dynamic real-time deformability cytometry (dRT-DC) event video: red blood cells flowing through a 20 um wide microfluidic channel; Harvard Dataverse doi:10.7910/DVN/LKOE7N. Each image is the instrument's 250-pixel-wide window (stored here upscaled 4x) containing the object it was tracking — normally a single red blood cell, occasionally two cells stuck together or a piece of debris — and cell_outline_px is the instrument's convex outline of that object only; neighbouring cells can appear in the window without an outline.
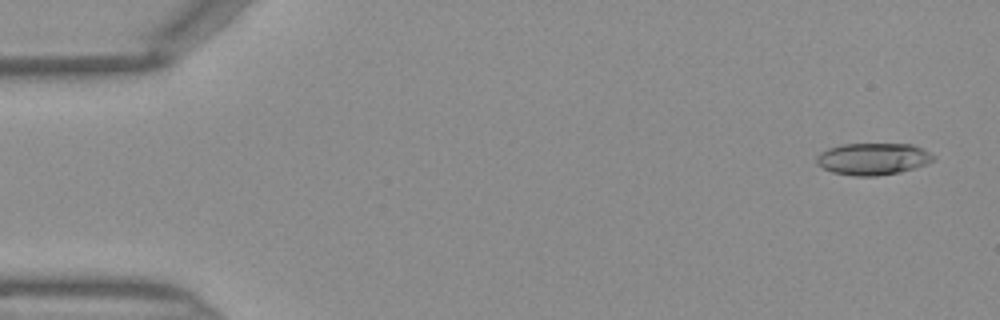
{"species": "Egyptian fruit bat (a non-hibernating species)", "species_latin": "Rousettus aegyptiacus", "temperature_condition": "warm", "stored_images_in_passage": 14, "camera_frame_rate_fps": 3000, "um_per_image_px": 0.085, "frame": {"image": 1, "passage_image": 2, "time_ms": 0.333, "image_size_px": [1000, 320], "cell_outline_px": [[936, 156], [932, 160], [924, 164], [900, 172], [876, 176], [856, 176], [832, 172], [816, 164], [816, 156], [820, 152], [828, 148], [840, 144], [912, 144]], "centroid_in_image_um": [74.14, 13.5], "position_along_channel_um": 10.9, "area_um2": 21.56}}
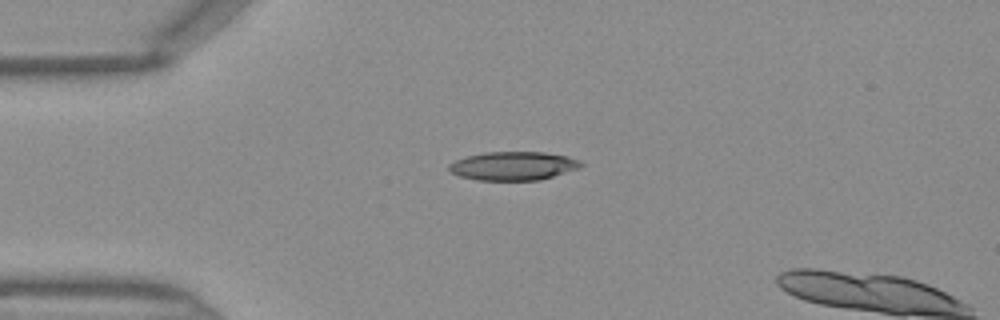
{"frame": {"image": 2, "passage_image": 11, "time_ms": 3.333, "image_size_px": [1000, 320], "cell_outline_px": [[584, 164], [580, 168], [540, 180], [476, 180], [460, 176], [452, 172], [448, 168], [448, 164], [456, 160], [468, 156], [484, 152], [544, 152], [568, 156], [580, 160]], "centroid_in_image_um": [43.66, 14.1], "position_along_channel_um": 41.3, "area_um2": 22.02}}